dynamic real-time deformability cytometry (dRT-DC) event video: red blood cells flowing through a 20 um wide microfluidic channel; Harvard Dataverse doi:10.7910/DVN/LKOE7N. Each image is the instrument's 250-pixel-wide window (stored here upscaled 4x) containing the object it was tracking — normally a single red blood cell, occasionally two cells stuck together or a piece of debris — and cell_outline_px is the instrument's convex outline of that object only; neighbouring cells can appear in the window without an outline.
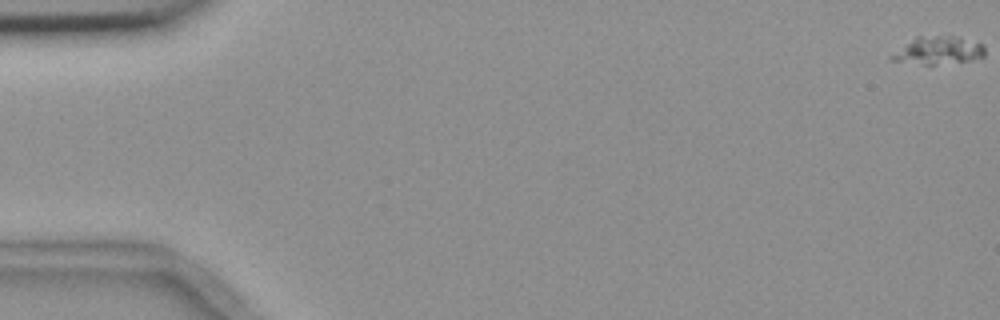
{"species": "common noctule bat (a hibernating species)", "species_latin": "Nyctalus noctula", "temperature_condition": "room temperature", "stored_images_in_passage": 57, "camera_frame_rate_fps": 3000, "um_per_image_px": 0.085, "animal": {"sex": "female", "body_mass_g": 18.4}, "frame": {"image": 1, "passage_image": 1, "time_ms": 0.0, "image_size_px": [1000, 320], "cell_outline_px": [[984, 56], [968, 60], [932, 64], [924, 64], [892, 60], [888, 56], [916, 36], [956, 36], [984, 44]], "centroid_in_image_um": [79.74, 4.26], "position_along_channel_um": 5.3, "area_um2": 14.74}}
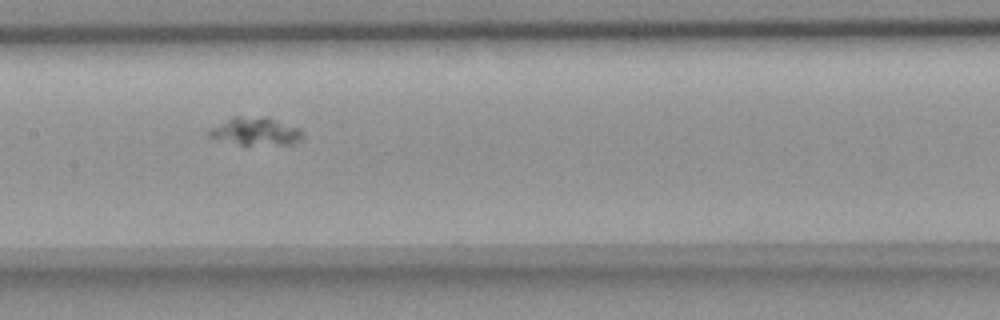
{"frame": {"image": 2, "passage_image": 29, "time_ms": 9.333, "image_size_px": [1000, 320], "cell_outline_px": [[304, 136], [300, 140], [288, 144], [240, 144], [208, 136], [208, 132], [212, 128], [232, 116], [268, 116], [300, 128], [304, 132]], "centroid_in_image_um": [21.79, 11.13], "position_along_channel_um": 185.6, "area_um2": 15.09}}
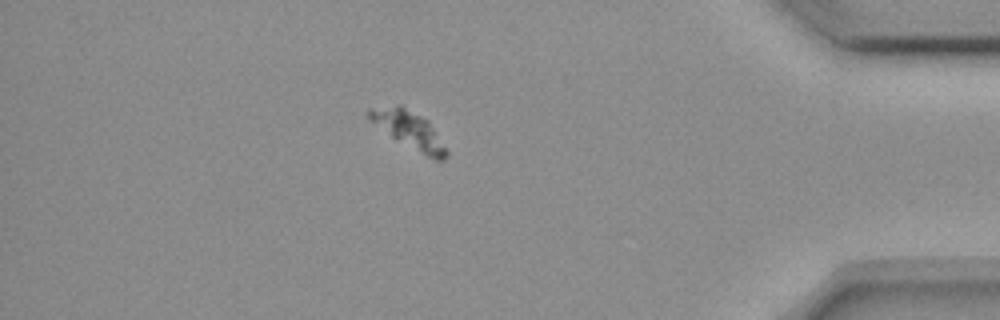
{"frame": {"image": 3, "passage_image": 50, "time_ms": 16.333, "image_size_px": [1000, 320], "cell_outline_px": [[448, 152], [444, 160], [436, 160], [428, 156], [392, 136], [368, 120], [364, 116], [364, 112], [368, 108], [400, 104], [428, 120]], "centroid_in_image_um": [34.69, 10.97], "position_along_channel_um": 400.5, "area_um2": 16.47}}